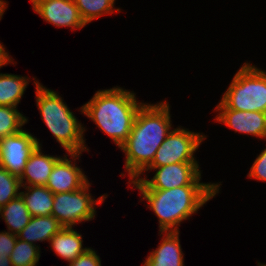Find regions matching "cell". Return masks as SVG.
<instances>
[{
    "label": "cell",
    "mask_w": 266,
    "mask_h": 266,
    "mask_svg": "<svg viewBox=\"0 0 266 266\" xmlns=\"http://www.w3.org/2000/svg\"><path fill=\"white\" fill-rule=\"evenodd\" d=\"M24 192H20L31 217L49 216L52 214L54 194L46 186H21Z\"/></svg>",
    "instance_id": "e0dca14e"
},
{
    "label": "cell",
    "mask_w": 266,
    "mask_h": 266,
    "mask_svg": "<svg viewBox=\"0 0 266 266\" xmlns=\"http://www.w3.org/2000/svg\"><path fill=\"white\" fill-rule=\"evenodd\" d=\"M69 266H101L100 257L89 248L84 254L78 256Z\"/></svg>",
    "instance_id": "d4e9b609"
},
{
    "label": "cell",
    "mask_w": 266,
    "mask_h": 266,
    "mask_svg": "<svg viewBox=\"0 0 266 266\" xmlns=\"http://www.w3.org/2000/svg\"><path fill=\"white\" fill-rule=\"evenodd\" d=\"M216 109L266 113V72L244 63Z\"/></svg>",
    "instance_id": "5b68a950"
},
{
    "label": "cell",
    "mask_w": 266,
    "mask_h": 266,
    "mask_svg": "<svg viewBox=\"0 0 266 266\" xmlns=\"http://www.w3.org/2000/svg\"><path fill=\"white\" fill-rule=\"evenodd\" d=\"M63 226L52 215L33 216L29 223L18 233L17 238L34 244L35 241H50V239L59 232Z\"/></svg>",
    "instance_id": "2e32d148"
},
{
    "label": "cell",
    "mask_w": 266,
    "mask_h": 266,
    "mask_svg": "<svg viewBox=\"0 0 266 266\" xmlns=\"http://www.w3.org/2000/svg\"><path fill=\"white\" fill-rule=\"evenodd\" d=\"M130 184L141 191L142 200L159 219L160 232H179L180 223L197 213L218 192L220 185H186L166 190H145L136 180Z\"/></svg>",
    "instance_id": "7a4b0ae2"
},
{
    "label": "cell",
    "mask_w": 266,
    "mask_h": 266,
    "mask_svg": "<svg viewBox=\"0 0 266 266\" xmlns=\"http://www.w3.org/2000/svg\"><path fill=\"white\" fill-rule=\"evenodd\" d=\"M248 176L255 180L266 181V148L255 159Z\"/></svg>",
    "instance_id": "cb8c5ba5"
},
{
    "label": "cell",
    "mask_w": 266,
    "mask_h": 266,
    "mask_svg": "<svg viewBox=\"0 0 266 266\" xmlns=\"http://www.w3.org/2000/svg\"><path fill=\"white\" fill-rule=\"evenodd\" d=\"M89 187L90 183L88 181L77 191L54 194L51 215L63 227H72L95 217L96 208H94V205L102 203L107 198V195H101L99 199L94 200L89 193Z\"/></svg>",
    "instance_id": "8992f818"
},
{
    "label": "cell",
    "mask_w": 266,
    "mask_h": 266,
    "mask_svg": "<svg viewBox=\"0 0 266 266\" xmlns=\"http://www.w3.org/2000/svg\"><path fill=\"white\" fill-rule=\"evenodd\" d=\"M40 145L39 139L25 130L0 139V166L20 178L30 155Z\"/></svg>",
    "instance_id": "9c48e42d"
},
{
    "label": "cell",
    "mask_w": 266,
    "mask_h": 266,
    "mask_svg": "<svg viewBox=\"0 0 266 266\" xmlns=\"http://www.w3.org/2000/svg\"><path fill=\"white\" fill-rule=\"evenodd\" d=\"M34 84L37 106L44 123L75 161L81 152L88 150L83 139L85 128L77 121L56 91L45 88L36 80Z\"/></svg>",
    "instance_id": "277c9868"
},
{
    "label": "cell",
    "mask_w": 266,
    "mask_h": 266,
    "mask_svg": "<svg viewBox=\"0 0 266 266\" xmlns=\"http://www.w3.org/2000/svg\"><path fill=\"white\" fill-rule=\"evenodd\" d=\"M0 215L5 220L9 232L11 231L15 235H18L23 230L31 218L20 195L0 208Z\"/></svg>",
    "instance_id": "d6986e66"
},
{
    "label": "cell",
    "mask_w": 266,
    "mask_h": 266,
    "mask_svg": "<svg viewBox=\"0 0 266 266\" xmlns=\"http://www.w3.org/2000/svg\"><path fill=\"white\" fill-rule=\"evenodd\" d=\"M143 104L138 103L133 92L114 87L97 91L80 111L92 119L120 148L127 141L137 112Z\"/></svg>",
    "instance_id": "3957f363"
},
{
    "label": "cell",
    "mask_w": 266,
    "mask_h": 266,
    "mask_svg": "<svg viewBox=\"0 0 266 266\" xmlns=\"http://www.w3.org/2000/svg\"><path fill=\"white\" fill-rule=\"evenodd\" d=\"M258 266H266L265 264H260L259 262H258Z\"/></svg>",
    "instance_id": "4dcf8cb0"
},
{
    "label": "cell",
    "mask_w": 266,
    "mask_h": 266,
    "mask_svg": "<svg viewBox=\"0 0 266 266\" xmlns=\"http://www.w3.org/2000/svg\"><path fill=\"white\" fill-rule=\"evenodd\" d=\"M167 102L143 104L137 112L127 141L120 147L125 153V169L130 181L139 178L152 163L157 149L172 131Z\"/></svg>",
    "instance_id": "6da1fadb"
},
{
    "label": "cell",
    "mask_w": 266,
    "mask_h": 266,
    "mask_svg": "<svg viewBox=\"0 0 266 266\" xmlns=\"http://www.w3.org/2000/svg\"><path fill=\"white\" fill-rule=\"evenodd\" d=\"M206 137L181 127L172 130L157 149L152 163L148 167L197 162L194 153Z\"/></svg>",
    "instance_id": "52a82bcc"
},
{
    "label": "cell",
    "mask_w": 266,
    "mask_h": 266,
    "mask_svg": "<svg viewBox=\"0 0 266 266\" xmlns=\"http://www.w3.org/2000/svg\"><path fill=\"white\" fill-rule=\"evenodd\" d=\"M153 169H157V171L151 180H147L146 177L135 179L145 190H166L186 185H219L199 182L201 179V171L197 162L147 167L144 171Z\"/></svg>",
    "instance_id": "ba28073f"
},
{
    "label": "cell",
    "mask_w": 266,
    "mask_h": 266,
    "mask_svg": "<svg viewBox=\"0 0 266 266\" xmlns=\"http://www.w3.org/2000/svg\"><path fill=\"white\" fill-rule=\"evenodd\" d=\"M114 2L115 0H74L86 25L100 16L112 14L115 10L120 12L119 8H113Z\"/></svg>",
    "instance_id": "ffe728a7"
},
{
    "label": "cell",
    "mask_w": 266,
    "mask_h": 266,
    "mask_svg": "<svg viewBox=\"0 0 266 266\" xmlns=\"http://www.w3.org/2000/svg\"><path fill=\"white\" fill-rule=\"evenodd\" d=\"M17 240V235L4 231L0 232V253H7L10 257Z\"/></svg>",
    "instance_id": "484cf974"
},
{
    "label": "cell",
    "mask_w": 266,
    "mask_h": 266,
    "mask_svg": "<svg viewBox=\"0 0 266 266\" xmlns=\"http://www.w3.org/2000/svg\"><path fill=\"white\" fill-rule=\"evenodd\" d=\"M216 111H219V114L215 119L235 132L266 139V113L233 109H216Z\"/></svg>",
    "instance_id": "8fae6325"
},
{
    "label": "cell",
    "mask_w": 266,
    "mask_h": 266,
    "mask_svg": "<svg viewBox=\"0 0 266 266\" xmlns=\"http://www.w3.org/2000/svg\"><path fill=\"white\" fill-rule=\"evenodd\" d=\"M44 1V0H31L33 7L38 4L39 2Z\"/></svg>",
    "instance_id": "f546056e"
},
{
    "label": "cell",
    "mask_w": 266,
    "mask_h": 266,
    "mask_svg": "<svg viewBox=\"0 0 266 266\" xmlns=\"http://www.w3.org/2000/svg\"><path fill=\"white\" fill-rule=\"evenodd\" d=\"M0 266H13L7 253H0Z\"/></svg>",
    "instance_id": "83f0119b"
},
{
    "label": "cell",
    "mask_w": 266,
    "mask_h": 266,
    "mask_svg": "<svg viewBox=\"0 0 266 266\" xmlns=\"http://www.w3.org/2000/svg\"><path fill=\"white\" fill-rule=\"evenodd\" d=\"M45 21L57 27L81 29L86 24L74 0H44L33 7Z\"/></svg>",
    "instance_id": "30bf717a"
},
{
    "label": "cell",
    "mask_w": 266,
    "mask_h": 266,
    "mask_svg": "<svg viewBox=\"0 0 266 266\" xmlns=\"http://www.w3.org/2000/svg\"><path fill=\"white\" fill-rule=\"evenodd\" d=\"M163 233L158 248L150 252L143 266H184L179 232Z\"/></svg>",
    "instance_id": "4fadbf2b"
},
{
    "label": "cell",
    "mask_w": 266,
    "mask_h": 266,
    "mask_svg": "<svg viewBox=\"0 0 266 266\" xmlns=\"http://www.w3.org/2000/svg\"><path fill=\"white\" fill-rule=\"evenodd\" d=\"M7 2L6 1H3V0H0V19L2 18L4 12H5V9L7 7Z\"/></svg>",
    "instance_id": "f1b7e54d"
},
{
    "label": "cell",
    "mask_w": 266,
    "mask_h": 266,
    "mask_svg": "<svg viewBox=\"0 0 266 266\" xmlns=\"http://www.w3.org/2000/svg\"><path fill=\"white\" fill-rule=\"evenodd\" d=\"M28 83L29 79L27 77L0 73V106L16 108Z\"/></svg>",
    "instance_id": "ac0fdd59"
},
{
    "label": "cell",
    "mask_w": 266,
    "mask_h": 266,
    "mask_svg": "<svg viewBox=\"0 0 266 266\" xmlns=\"http://www.w3.org/2000/svg\"><path fill=\"white\" fill-rule=\"evenodd\" d=\"M67 156L56 161L46 184L53 194L77 191L88 182L82 169Z\"/></svg>",
    "instance_id": "7c38bea8"
},
{
    "label": "cell",
    "mask_w": 266,
    "mask_h": 266,
    "mask_svg": "<svg viewBox=\"0 0 266 266\" xmlns=\"http://www.w3.org/2000/svg\"><path fill=\"white\" fill-rule=\"evenodd\" d=\"M20 188V178L0 166V208L17 198Z\"/></svg>",
    "instance_id": "603a6c76"
},
{
    "label": "cell",
    "mask_w": 266,
    "mask_h": 266,
    "mask_svg": "<svg viewBox=\"0 0 266 266\" xmlns=\"http://www.w3.org/2000/svg\"><path fill=\"white\" fill-rule=\"evenodd\" d=\"M12 63V58L9 57L8 53L5 51L3 44L0 43V68L3 65H7L8 63Z\"/></svg>",
    "instance_id": "4316f807"
},
{
    "label": "cell",
    "mask_w": 266,
    "mask_h": 266,
    "mask_svg": "<svg viewBox=\"0 0 266 266\" xmlns=\"http://www.w3.org/2000/svg\"><path fill=\"white\" fill-rule=\"evenodd\" d=\"M40 258L39 246L17 238L10 260L13 266H36Z\"/></svg>",
    "instance_id": "7402d4cb"
},
{
    "label": "cell",
    "mask_w": 266,
    "mask_h": 266,
    "mask_svg": "<svg viewBox=\"0 0 266 266\" xmlns=\"http://www.w3.org/2000/svg\"><path fill=\"white\" fill-rule=\"evenodd\" d=\"M59 158L47 154L44 155L41 151V146H38L26 162L25 169L20 177L21 186L28 184L29 186H46L51 171ZM23 180H25V183Z\"/></svg>",
    "instance_id": "5bb4252c"
},
{
    "label": "cell",
    "mask_w": 266,
    "mask_h": 266,
    "mask_svg": "<svg viewBox=\"0 0 266 266\" xmlns=\"http://www.w3.org/2000/svg\"><path fill=\"white\" fill-rule=\"evenodd\" d=\"M27 121L17 108L0 106V139L20 132Z\"/></svg>",
    "instance_id": "44dd1931"
},
{
    "label": "cell",
    "mask_w": 266,
    "mask_h": 266,
    "mask_svg": "<svg viewBox=\"0 0 266 266\" xmlns=\"http://www.w3.org/2000/svg\"><path fill=\"white\" fill-rule=\"evenodd\" d=\"M82 235L73 227H63L49 241L55 253L69 263L84 254L89 248H82Z\"/></svg>",
    "instance_id": "9a60e30c"
}]
</instances>
